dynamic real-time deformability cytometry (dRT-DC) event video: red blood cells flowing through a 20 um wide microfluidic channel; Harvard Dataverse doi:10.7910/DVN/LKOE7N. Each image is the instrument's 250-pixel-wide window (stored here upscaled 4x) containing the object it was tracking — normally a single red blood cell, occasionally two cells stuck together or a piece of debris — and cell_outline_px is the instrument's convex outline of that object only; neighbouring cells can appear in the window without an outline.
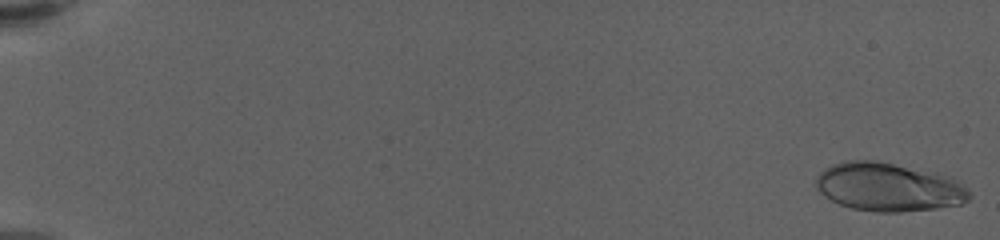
{"species": "human", "species_latin": "Homo sapiens", "temperature_condition": "warm", "stored_images_in_passage": 59, "camera_frame_rate_fps": 3000, "um_per_image_px": 0.085, "donor": {"sex": "female"}, "frame": {"image": 1, "passage_image": 1, "time_ms": 0.0, "image_size_px": [1000, 240], "cell_outline_px": [[972, 196], [968, 200], [960, 204], [936, 208], [900, 212], [876, 212], [852, 208], [840, 204], [824, 196], [816, 188], [816, 176], [824, 168], [832, 164], [844, 160], [876, 160], [936, 172], [952, 176], [960, 180], [968, 188]], "centroid_in_image_um": [75.56, 15.88], "position_along_channel_um": 9.4, "area_um2": 43.87}}
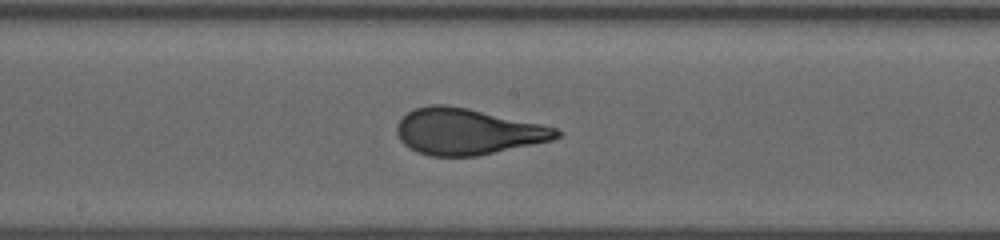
{"frame": {"image": 2, "passage_image": 34, "time_ms": 11.0, "image_size_px": [1000, 240], "cell_outline_px": [[560, 136], [552, 140], [476, 156], [432, 156], [416, 152], [408, 148], [400, 140], [396, 132], [396, 128], [400, 120], [408, 112], [416, 108], [428, 104], [444, 104], [468, 108], [540, 124], [556, 128], [560, 132]], "centroid_in_image_um": [39.68, 11.18], "position_along_channel_um": 208.5, "area_um2": 42.66}}
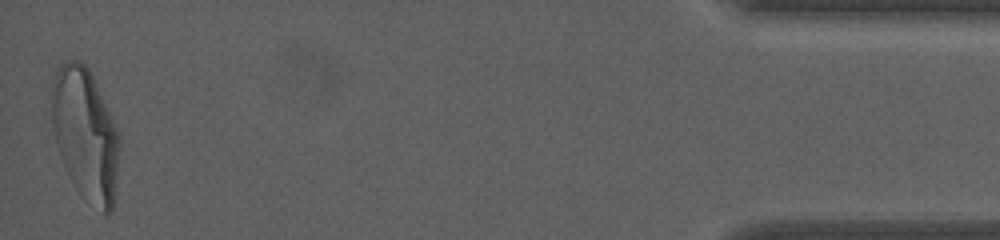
{"frame": {"image": 3, "passage_image": 59, "time_ms": 19.333, "image_size_px": [1000, 240], "cell_outline_px": [[120, 144], [112, 208], [108, 216], [104, 216], [84, 200], [68, 176], [60, 156], [56, 144], [52, 128], [52, 80], [60, 64], [68, 60], [80, 60], [88, 68], [92, 76], [120, 136]], "centroid_in_image_um": [7.24, 11.46], "position_along_channel_um": 428.0, "area_um2": 52.02}, "authors_computed_cell_mechanics": {"area_um2": 42.2518, "velocity_mm_per_s": 3.5595, "shape_relaxation_time_tau1_ms": 5.6478, "shape_relaxation_time_tau2_ms": null, "deformation_change_tau1": 0.2364, "deformation_change_tau2": null}}